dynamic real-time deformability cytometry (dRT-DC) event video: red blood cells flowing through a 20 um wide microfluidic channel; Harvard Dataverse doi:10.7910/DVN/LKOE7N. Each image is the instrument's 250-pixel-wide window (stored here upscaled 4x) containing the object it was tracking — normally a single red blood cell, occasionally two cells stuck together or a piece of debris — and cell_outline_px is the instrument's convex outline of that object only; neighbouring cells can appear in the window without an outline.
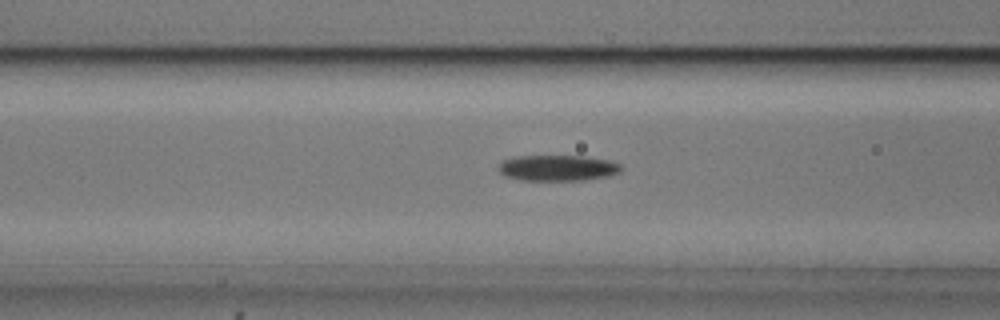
{"species": "common noctule bat (a hibernating species)", "species_latin": "Nyctalus noctula", "temperature_condition": "cold", "stored_images_in_passage": 42, "camera_frame_rate_fps": 3000, "um_per_image_px": 0.085, "animal": {"sex": "male", "body_mass_g": 20.5, "forearm_length_mm": 52.5}, "frame": {"image": 1, "passage_image": 9, "time_ms": 2.667, "image_size_px": [1000, 320], "cell_outline_px": [[624, 168], [620, 172], [608, 176], [584, 180], [520, 180], [504, 176], [500, 172], [500, 164], [504, 160], [516, 156], [584, 156], [608, 160], [620, 164]], "centroid_in_image_um": [47.43, 14.28], "position_along_channel_um": 119.2, "area_um2": 18.44}}
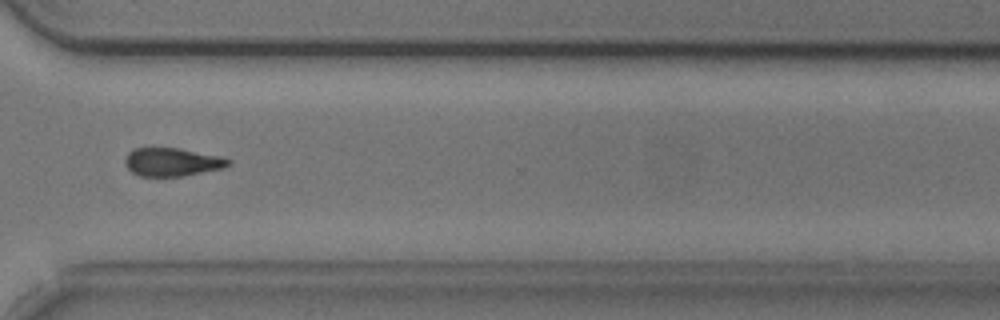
{"frame": {"image": 2, "passage_image": 28, "time_ms": 9.0, "image_size_px": [1000, 320], "cell_outline_px": [[232, 164], [224, 168], [184, 176], [140, 176], [132, 172], [124, 164], [124, 160], [128, 152], [132, 148], [180, 148], [220, 156], [232, 160]], "centroid_in_image_um": [14.64, 13.77], "position_along_channel_um": 356.0, "area_um2": 17.22}}
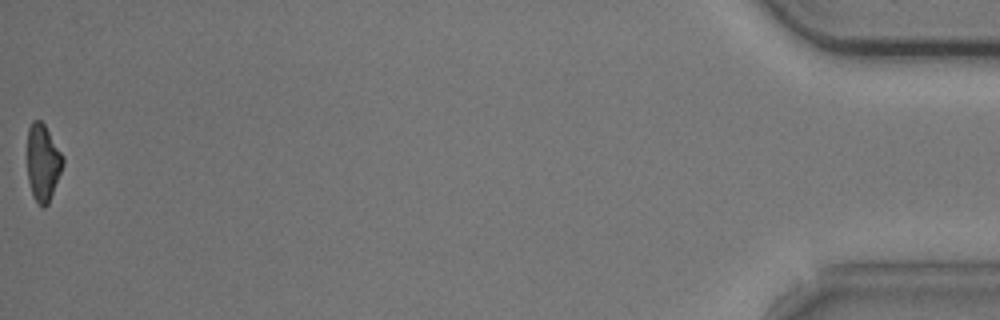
{"frame": {"image": 3, "passage_image": 42, "time_ms": 13.667, "image_size_px": [1000, 320], "cell_outline_px": [[64, 164], [48, 204], [44, 208], [32, 196], [28, 180], [28, 128], [32, 120], [40, 120], [44, 124], [64, 156]], "centroid_in_image_um": [3.65, 13.81], "position_along_channel_um": 431.5, "area_um2": 15.9}, "authors_computed_cell_mechanics": {"area_um2": 18.0336, "velocity_mm_per_s": 3.7444, "shape_relaxation_time_tau1_ms": 3.7744, "shape_relaxation_time_tau2_ms": 8.3054, "deformation_change_tau1": 0.1306, "deformation_change_tau2": 0.1898}}